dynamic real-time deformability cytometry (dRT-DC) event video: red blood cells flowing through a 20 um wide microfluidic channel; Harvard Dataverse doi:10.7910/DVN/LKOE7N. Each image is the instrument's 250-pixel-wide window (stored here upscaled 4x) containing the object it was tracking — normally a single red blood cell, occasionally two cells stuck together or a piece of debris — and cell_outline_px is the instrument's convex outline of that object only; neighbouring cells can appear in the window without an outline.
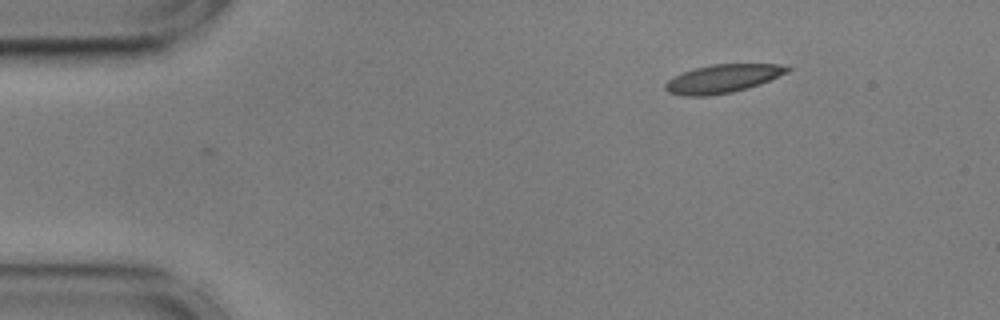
{"species": "common noctule bat (a hibernating species)", "species_latin": "Nyctalus noctula", "temperature_condition": "cold", "stored_images_in_passage": 2, "camera_frame_rate_fps": 3000, "um_per_image_px": 0.085, "animal": {"sex": "male", "body_mass_g": 17.9, "forearm_length_mm": 54.2}, "frame": {"image": 1, "passage_image": 2, "time_ms": 0.333, "image_size_px": [1000, 320], "cell_outline_px": [[792, 68], [788, 72], [760, 84], [748, 88], [732, 92], [708, 96], [684, 96], [668, 92], [664, 88], [664, 84], [668, 80], [684, 72], [696, 68], [712, 64], [780, 64]], "centroid_in_image_um": [61.43, 6.69], "position_along_channel_um": 23.6, "area_um2": 20.06}}